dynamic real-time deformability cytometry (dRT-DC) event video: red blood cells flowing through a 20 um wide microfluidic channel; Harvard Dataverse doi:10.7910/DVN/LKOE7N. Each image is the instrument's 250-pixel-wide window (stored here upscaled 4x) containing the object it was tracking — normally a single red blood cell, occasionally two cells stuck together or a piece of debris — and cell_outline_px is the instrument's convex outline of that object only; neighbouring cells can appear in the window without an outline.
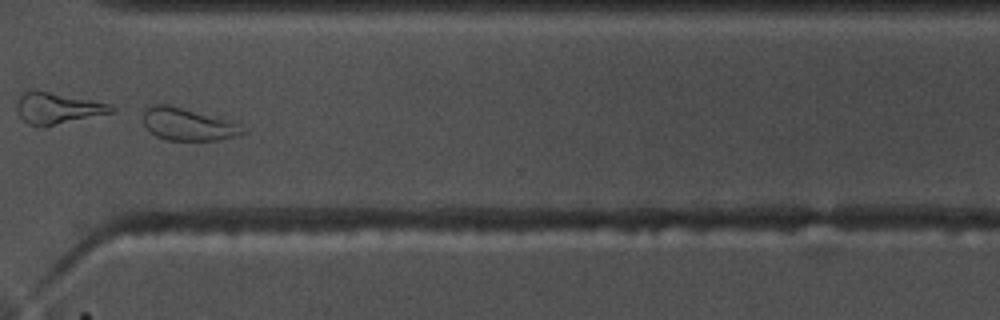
{"species": "common noctule bat (a hibernating species)", "species_latin": "Nyctalus noctula", "temperature_condition": "warm", "stored_images_in_passage": 47, "camera_frame_rate_fps": 3000, "um_per_image_px": 0.085, "animal": {"sex": "male", "body_mass_g": 17.5, "forearm_length_mm": 52.3}, "frame": {"image": 1, "passage_image": 40, "time_ms": 13.0, "image_size_px": [1000, 320], "cell_outline_px": [[248, 132], [220, 140], [168, 140], [156, 136], [144, 124], [144, 108], [152, 104], [168, 104], [224, 120], [236, 124]], "centroid_in_image_um": [15.91, 10.57], "position_along_channel_um": 354.7, "area_um2": 18.21}}